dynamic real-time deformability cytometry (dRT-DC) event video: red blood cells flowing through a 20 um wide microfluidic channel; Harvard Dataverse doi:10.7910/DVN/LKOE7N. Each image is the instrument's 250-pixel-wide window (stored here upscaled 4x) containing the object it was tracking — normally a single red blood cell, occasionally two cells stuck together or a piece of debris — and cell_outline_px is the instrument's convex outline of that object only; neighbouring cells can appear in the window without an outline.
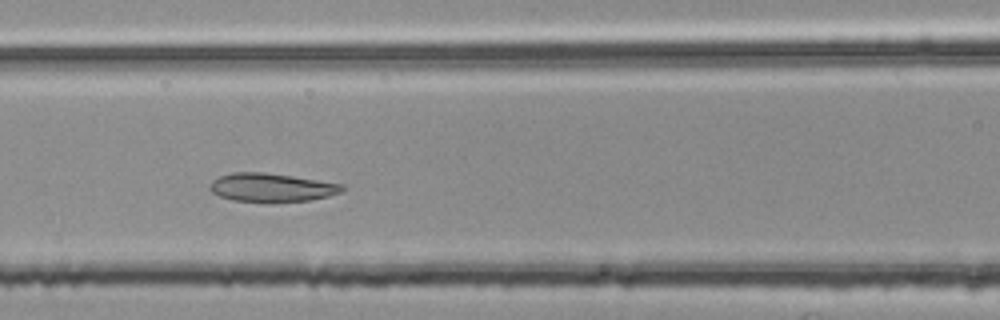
{"species": "common noctule bat (a hibernating species)", "species_latin": "Nyctalus noctula", "temperature_condition": "room temperature", "stored_images_in_passage": 37, "camera_frame_rate_fps": 3000, "um_per_image_px": 0.085, "animal": {"sex": "female", "body_mass_g": 25.1}, "frame": {"image": 1, "passage_image": 10, "time_ms": 3.0, "image_size_px": [1000, 320], "cell_outline_px": [[344, 188], [340, 192], [328, 196], [308, 200], [232, 200], [220, 196], [212, 192], [208, 188], [212, 180], [220, 176], [232, 172], [264, 172], [292, 176], [344, 184]], "centroid_in_image_um": [23.05, 15.9], "position_along_channel_um": 143.5, "area_um2": 21.33}}
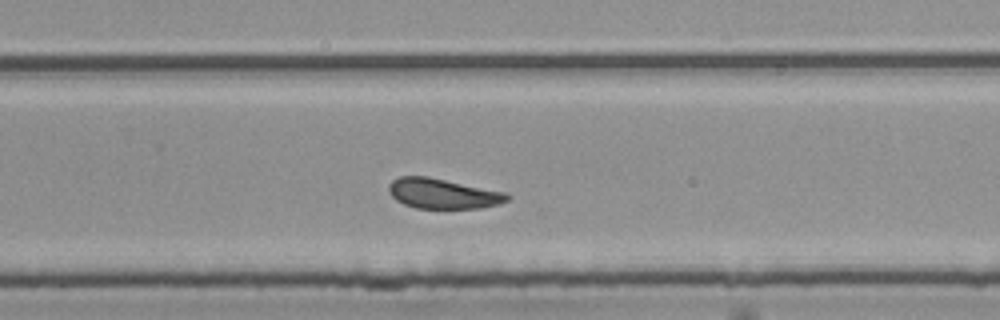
{"frame": {"image": 2, "passage_image": 22, "time_ms": 7.0, "image_size_px": [1000, 320], "cell_outline_px": [[512, 196], [508, 200], [500, 204], [480, 208], [416, 208], [404, 204], [396, 200], [388, 192], [388, 184], [392, 180], [400, 176], [428, 176], [508, 192]], "centroid_in_image_um": [37.67, 16.45], "position_along_channel_um": 292.1, "area_um2": 21.1}}
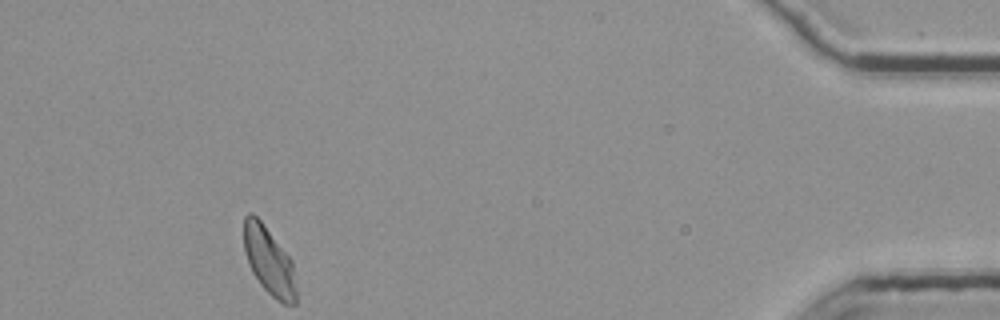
{"frame": {"image": 3, "passage_image": 37, "time_ms": 12.0, "image_size_px": [1000, 320], "cell_outline_px": [[296, 304], [284, 304], [276, 300], [260, 284], [252, 272], [248, 264], [244, 252], [244, 216], [248, 212], [252, 212], [260, 220], [292, 260], [296, 288]], "centroid_in_image_um": [22.85, 22.19], "position_along_channel_um": 412.3, "area_um2": 20.63}, "authors_computed_cell_mechanics": {"area_um2": 21.2704, "velocity_mm_per_s": 3.7255, "shape_relaxation_time_tau1_ms": 6.7657, "shape_relaxation_time_tau2_ms": 2.4344, "deformation_change_tau1": 0.1153, "deformation_change_tau2": 0.0921}}